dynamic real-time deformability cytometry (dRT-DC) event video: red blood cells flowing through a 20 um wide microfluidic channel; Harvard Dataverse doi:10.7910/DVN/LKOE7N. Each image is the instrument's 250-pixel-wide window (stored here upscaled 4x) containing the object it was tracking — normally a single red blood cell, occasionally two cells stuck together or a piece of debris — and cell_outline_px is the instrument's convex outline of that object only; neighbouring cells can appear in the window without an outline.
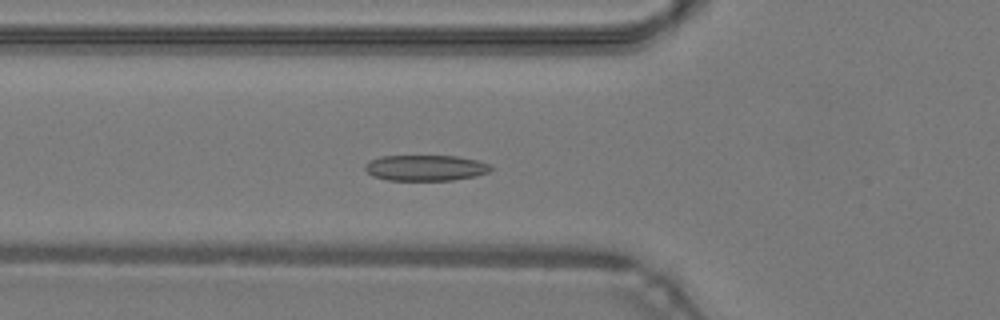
{"species": "common noctule bat (a hibernating species)", "species_latin": "Nyctalus noctula", "temperature_condition": "warm", "stored_images_in_passage": 45, "camera_frame_rate_fps": 3000, "um_per_image_px": 0.085, "animal": {"sex": "male", "body_mass_g": 19.2, "forearm_length_mm": 51.8}, "frame": {"image": 1, "passage_image": 14, "time_ms": 4.333, "image_size_px": [1000, 320], "cell_outline_px": [[492, 168], [488, 172], [476, 176], [452, 180], [388, 180], [372, 176], [364, 168], [364, 164], [368, 160], [380, 156], [456, 156], [476, 160], [492, 164]], "centroid_in_image_um": [36.15, 14.26], "position_along_channel_um": 89.6, "area_um2": 19.02}}
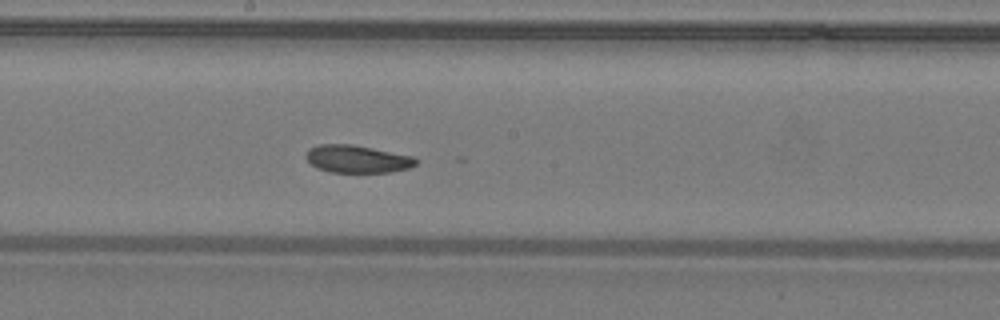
{"frame": {"image": 2, "passage_image": 23, "time_ms": 7.333, "image_size_px": [1000, 320], "cell_outline_px": [[420, 160], [416, 164], [408, 168], [388, 172], [328, 172], [316, 168], [304, 156], [308, 148], [320, 144], [352, 144], [416, 156]], "centroid_in_image_um": [30.37, 13.5], "position_along_channel_um": 217.8, "area_um2": 17.92}}
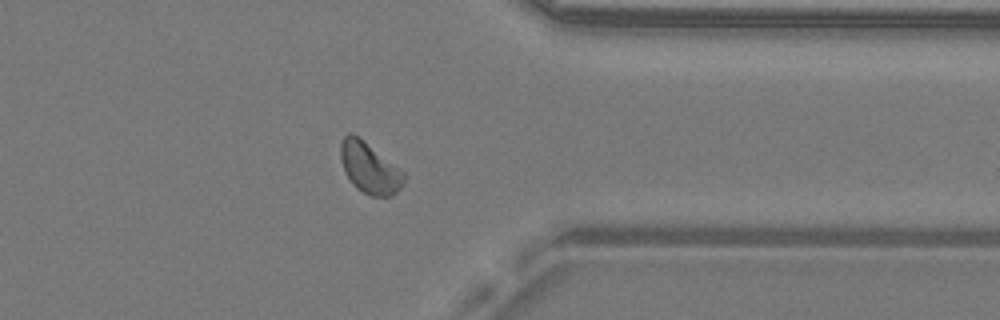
{"frame": {"image": 3, "passage_image": 35, "time_ms": 11.333, "image_size_px": [1000, 320], "cell_outline_px": [[404, 184], [392, 196], [372, 196], [356, 188], [352, 184], [344, 172], [340, 160], [340, 144], [344, 136], [348, 132], [352, 132], [400, 168], [404, 172]], "centroid_in_image_um": [31.38, 14.27], "position_along_channel_um": 380.0, "area_um2": 18.79}, "authors_computed_cell_mechanics": {"area_um2": 18.785, "velocity_mm_per_s": 4.2632, "shape_relaxation_time_tau1_ms": 5.511, "shape_relaxation_time_tau2_ms": 3.9015, "deformation_change_tau1": 0.1167, "deformation_change_tau2": 0.0779}}